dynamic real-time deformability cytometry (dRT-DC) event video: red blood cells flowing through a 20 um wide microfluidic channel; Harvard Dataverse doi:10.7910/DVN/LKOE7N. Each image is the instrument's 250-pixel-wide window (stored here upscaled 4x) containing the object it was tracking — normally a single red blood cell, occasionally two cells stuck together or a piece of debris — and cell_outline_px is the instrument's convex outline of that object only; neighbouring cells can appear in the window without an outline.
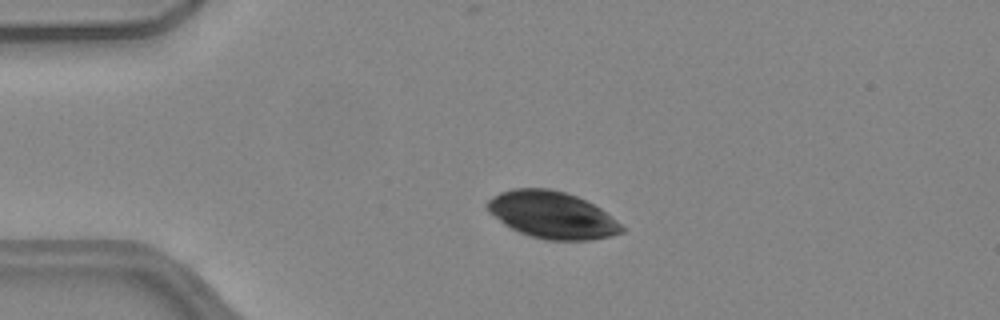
{"species": "common noctule bat (a hibernating species)", "species_latin": "Nyctalus noctula", "temperature_condition": "warm", "stored_images_in_passage": 53, "camera_frame_rate_fps": 3000, "um_per_image_px": 0.085, "animal": {"sex": "female", "body_mass_g": 24.6, "forearm_length_mm": 56.2}, "frame": {"image": 1, "passage_image": 13, "time_ms": 4.0, "image_size_px": [1000, 320], "cell_outline_px": [[624, 232], [592, 240], [544, 240], [520, 232], [504, 224], [488, 212], [484, 204], [492, 196], [500, 192], [512, 188], [548, 188], [564, 192], [576, 196], [600, 208], [620, 224], [624, 228]], "centroid_in_image_um": [46.88, 18.26], "position_along_channel_um": 38.1, "area_um2": 36.59}}
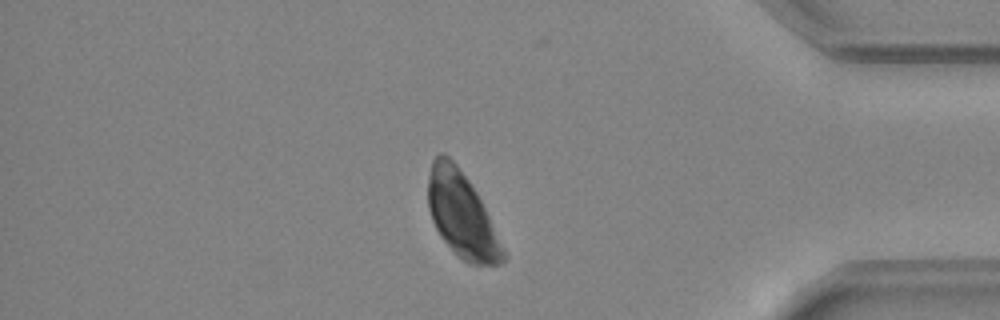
{"frame": {"image": 2, "passage_image": 45, "time_ms": 14.667, "image_size_px": [1000, 320], "cell_outline_px": [[504, 260], [500, 264], [468, 264], [440, 236], [432, 220], [428, 208], [428, 176], [432, 160], [440, 152], [444, 152], [456, 164], [468, 180], [476, 192], [488, 216], [504, 252]], "centroid_in_image_um": [39.19, 18.21], "position_along_channel_um": 396.0, "area_um2": 36.18}}
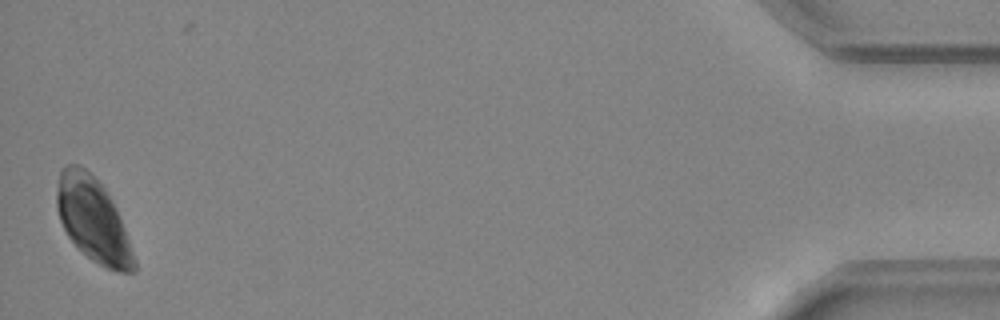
{"frame": {"image": 3, "passage_image": 52, "time_ms": 17.0, "image_size_px": [1000, 320], "cell_outline_px": [[136, 272], [120, 272], [108, 268], [92, 260], [76, 248], [68, 236], [60, 220], [56, 208], [56, 192], [60, 172], [64, 164], [80, 164], [108, 192], [116, 208], [124, 228], [136, 260]], "centroid_in_image_um": [7.88, 18.68], "position_along_channel_um": 427.3, "area_um2": 37.69}}